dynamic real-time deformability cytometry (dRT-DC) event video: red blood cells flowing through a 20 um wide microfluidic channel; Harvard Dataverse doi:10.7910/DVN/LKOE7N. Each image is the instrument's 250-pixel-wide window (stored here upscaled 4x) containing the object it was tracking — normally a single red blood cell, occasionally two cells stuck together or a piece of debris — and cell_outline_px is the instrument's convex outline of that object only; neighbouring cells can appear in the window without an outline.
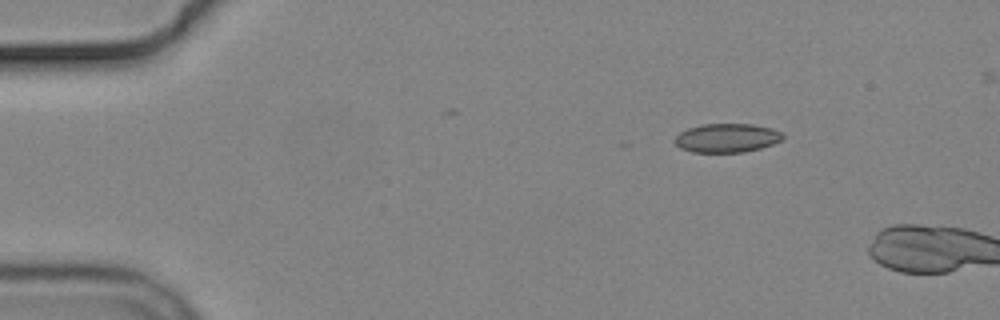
{"species": "common noctule bat (a hibernating species)", "species_latin": "Nyctalus noctula", "temperature_condition": "cold", "stored_images_in_passage": 2, "camera_frame_rate_fps": 3000, "um_per_image_px": 0.085, "animal": {"sex": "male", "body_mass_g": 19.2, "forearm_length_mm": 51.8}, "frame": {"image": 1, "passage_image": 1, "time_ms": 0.0, "image_size_px": [1000, 320], "cell_outline_px": [[784, 140], [760, 148], [744, 152], [692, 152], [680, 148], [672, 140], [680, 132], [688, 128], [700, 124], [752, 124], [772, 128], [784, 132]], "centroid_in_image_um": [61.8, 11.72], "position_along_channel_um": 23.2, "area_um2": 18.38}}